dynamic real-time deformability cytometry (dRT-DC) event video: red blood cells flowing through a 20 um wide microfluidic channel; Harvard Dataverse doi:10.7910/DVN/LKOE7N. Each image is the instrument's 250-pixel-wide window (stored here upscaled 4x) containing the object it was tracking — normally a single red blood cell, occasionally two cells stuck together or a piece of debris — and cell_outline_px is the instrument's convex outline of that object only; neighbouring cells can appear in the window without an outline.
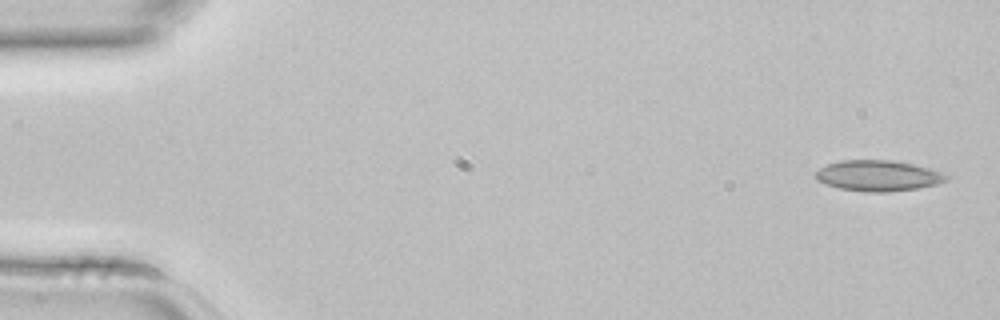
{"species": "common noctule bat (a hibernating species)", "species_latin": "Nyctalus noctula", "temperature_condition": "room temperature", "stored_images_in_passage": 3, "camera_frame_rate_fps": 3000, "um_per_image_px": 0.085, "animal": {"sex": "female", "body_mass_g": 22.7, "forearm_length_mm": 54.2}, "frame": {"image": 1, "passage_image": 1, "time_ms": 0.0, "image_size_px": [1000, 320], "cell_outline_px": [[948, 176], [944, 180], [936, 184], [916, 188], [888, 192], [868, 192], [840, 188], [824, 184], [816, 180], [816, 172], [820, 168], [828, 164], [840, 160], [892, 160], [912, 164], [944, 172]], "centroid_in_image_um": [74.61, 14.93], "position_along_channel_um": 10.4, "area_um2": 23.24}}
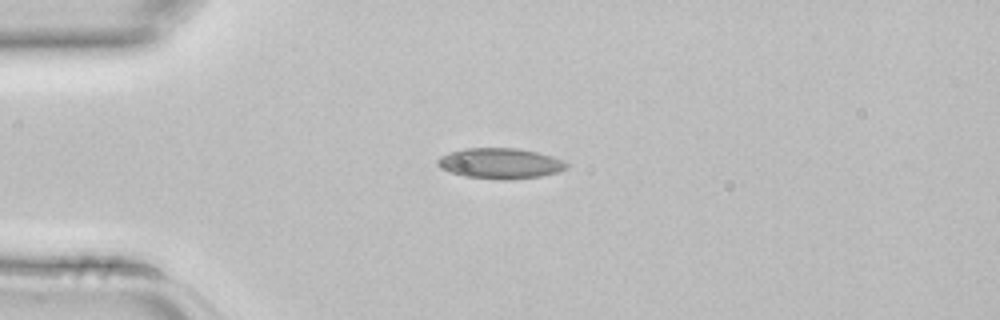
{"frame": {"image": 2, "passage_image": 3, "time_ms": 0.667, "image_size_px": [1000, 320], "cell_outline_px": [[568, 168], [560, 172], [540, 176], [508, 180], [500, 180], [464, 176], [448, 172], [440, 168], [436, 164], [436, 160], [440, 156], [448, 152], [464, 148], [520, 148], [552, 156], [564, 160], [568, 164]], "centroid_in_image_um": [42.5, 13.89], "position_along_channel_um": 42.5, "area_um2": 23.35}}